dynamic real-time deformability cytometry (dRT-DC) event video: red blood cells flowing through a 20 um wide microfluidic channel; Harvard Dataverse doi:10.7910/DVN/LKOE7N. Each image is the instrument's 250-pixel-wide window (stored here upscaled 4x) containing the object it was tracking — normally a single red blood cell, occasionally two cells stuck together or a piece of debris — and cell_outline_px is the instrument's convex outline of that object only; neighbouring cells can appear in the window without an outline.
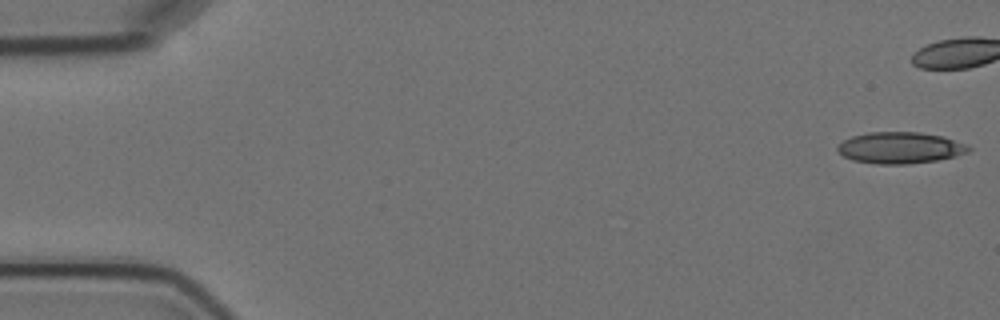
{"species": "Egyptian fruit bat (a non-hibernating species)", "species_latin": "Rousettus aegyptiacus", "temperature_condition": "cold", "stored_images_in_passage": 6, "camera_frame_rate_fps": 3000, "um_per_image_px": 0.085, "animal": {"sex": "female"}, "frame": {"image": 1, "passage_image": 1, "time_ms": 0.0, "image_size_px": [1000, 320], "cell_outline_px": [[972, 148], [968, 152], [956, 156], [936, 160], [908, 164], [876, 164], [852, 160], [844, 156], [836, 148], [844, 140], [852, 136], [868, 132], [920, 132], [944, 136], [968, 144]], "centroid_in_image_um": [76.55, 12.56], "position_along_channel_um": 8.4, "area_um2": 24.1}}
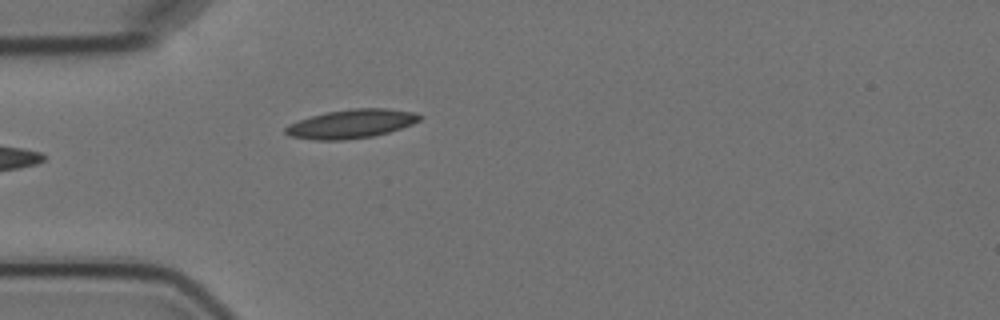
{"frame": {"image": 2, "passage_image": 6, "time_ms": 6.0, "image_size_px": [1000, 320], "cell_outline_px": [[424, 116], [420, 120], [412, 124], [388, 132], [372, 136], [344, 140], [316, 140], [288, 136], [284, 132], [284, 128], [288, 124], [312, 116], [328, 112], [352, 108], [388, 108], [416, 112]], "centroid_in_image_um": [29.87, 10.52], "position_along_channel_um": 55.1, "area_um2": 22.54}}